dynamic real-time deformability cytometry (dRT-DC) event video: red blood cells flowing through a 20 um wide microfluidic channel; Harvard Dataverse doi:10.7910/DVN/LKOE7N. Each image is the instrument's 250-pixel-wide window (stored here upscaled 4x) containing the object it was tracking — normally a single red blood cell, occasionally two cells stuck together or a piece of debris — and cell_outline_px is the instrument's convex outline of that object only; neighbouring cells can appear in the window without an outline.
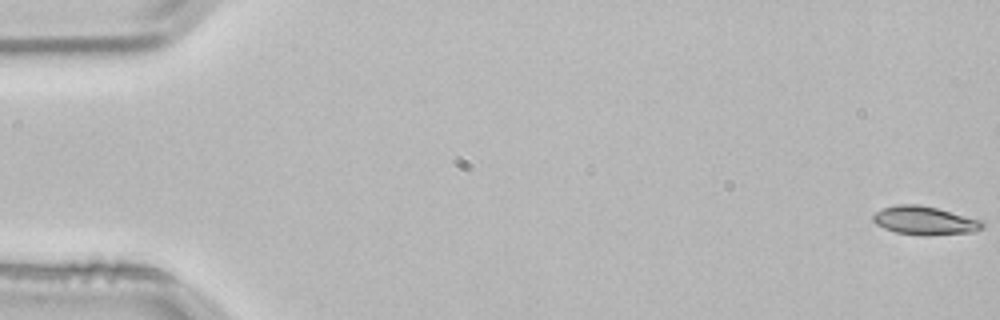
{"species": "common noctule bat (a hibernating species)", "species_latin": "Nyctalus noctula", "temperature_condition": "room temperature", "stored_images_in_passage": 4, "segment_of_instrument_passage": [2, 2], "camera_frame_rate_fps": 3000, "um_per_image_px": 0.085, "animal": {"sex": "male", "body_mass_g": 21.5, "forearm_length_mm": 52.0}, "frame": {"image": 1, "passage_image": 4, "time_ms": 1.0, "image_size_px": [1000, 320], "cell_outline_px": [[984, 228], [972, 232], [928, 236], [920, 236], [896, 232], [884, 228], [876, 224], [872, 220], [872, 216], [876, 212], [884, 208], [896, 204], [916, 204], [936, 208], [984, 220]], "centroid_in_image_um": [78.62, 18.76], "position_along_channel_um": 6.4, "area_um2": 18.32}}